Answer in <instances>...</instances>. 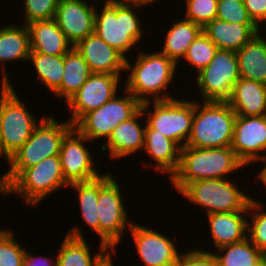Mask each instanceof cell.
<instances>
[{
	"label": "cell",
	"mask_w": 266,
	"mask_h": 266,
	"mask_svg": "<svg viewBox=\"0 0 266 266\" xmlns=\"http://www.w3.org/2000/svg\"><path fill=\"white\" fill-rule=\"evenodd\" d=\"M137 53L135 62L126 59L125 71L128 75L124 89L140 103L177 98L169 93L168 87L175 83L178 65L159 50L144 52L140 48Z\"/></svg>",
	"instance_id": "1"
},
{
	"label": "cell",
	"mask_w": 266,
	"mask_h": 266,
	"mask_svg": "<svg viewBox=\"0 0 266 266\" xmlns=\"http://www.w3.org/2000/svg\"><path fill=\"white\" fill-rule=\"evenodd\" d=\"M245 164L230 147L181 148L177 171L169 179L180 193L189 183L203 179H229L231 174L245 169Z\"/></svg>",
	"instance_id": "2"
},
{
	"label": "cell",
	"mask_w": 266,
	"mask_h": 266,
	"mask_svg": "<svg viewBox=\"0 0 266 266\" xmlns=\"http://www.w3.org/2000/svg\"><path fill=\"white\" fill-rule=\"evenodd\" d=\"M103 5L95 10L94 33L127 59V53L143 41V17L137 10L141 13L144 7L128 1Z\"/></svg>",
	"instance_id": "3"
},
{
	"label": "cell",
	"mask_w": 266,
	"mask_h": 266,
	"mask_svg": "<svg viewBox=\"0 0 266 266\" xmlns=\"http://www.w3.org/2000/svg\"><path fill=\"white\" fill-rule=\"evenodd\" d=\"M72 128L68 120L59 122L55 116L47 115L7 161L8 170L1 174L0 187L4 190L25 168L35 166L47 157L59 155L62 140Z\"/></svg>",
	"instance_id": "4"
},
{
	"label": "cell",
	"mask_w": 266,
	"mask_h": 266,
	"mask_svg": "<svg viewBox=\"0 0 266 266\" xmlns=\"http://www.w3.org/2000/svg\"><path fill=\"white\" fill-rule=\"evenodd\" d=\"M13 85L0 87V158L6 162L31 137L35 128L47 116L37 119ZM41 118V119H40Z\"/></svg>",
	"instance_id": "5"
},
{
	"label": "cell",
	"mask_w": 266,
	"mask_h": 266,
	"mask_svg": "<svg viewBox=\"0 0 266 266\" xmlns=\"http://www.w3.org/2000/svg\"><path fill=\"white\" fill-rule=\"evenodd\" d=\"M236 116L228 102L194 100L192 130L185 146L230 147Z\"/></svg>",
	"instance_id": "6"
},
{
	"label": "cell",
	"mask_w": 266,
	"mask_h": 266,
	"mask_svg": "<svg viewBox=\"0 0 266 266\" xmlns=\"http://www.w3.org/2000/svg\"><path fill=\"white\" fill-rule=\"evenodd\" d=\"M115 178L110 171L98 177L97 212L99 216L98 239L112 252V255L116 256V248L120 246L122 235L129 232L134 222L128 218L123 192Z\"/></svg>",
	"instance_id": "7"
},
{
	"label": "cell",
	"mask_w": 266,
	"mask_h": 266,
	"mask_svg": "<svg viewBox=\"0 0 266 266\" xmlns=\"http://www.w3.org/2000/svg\"><path fill=\"white\" fill-rule=\"evenodd\" d=\"M64 187L68 189L69 184L64 179L60 157L56 155L25 168L4 190L0 187V195L13 194L23 198L28 206L36 207Z\"/></svg>",
	"instance_id": "8"
},
{
	"label": "cell",
	"mask_w": 266,
	"mask_h": 266,
	"mask_svg": "<svg viewBox=\"0 0 266 266\" xmlns=\"http://www.w3.org/2000/svg\"><path fill=\"white\" fill-rule=\"evenodd\" d=\"M235 184L233 179H203L189 183L179 194L200 206L205 215L211 213H228L248 210L250 195L245 193L241 185Z\"/></svg>",
	"instance_id": "9"
},
{
	"label": "cell",
	"mask_w": 266,
	"mask_h": 266,
	"mask_svg": "<svg viewBox=\"0 0 266 266\" xmlns=\"http://www.w3.org/2000/svg\"><path fill=\"white\" fill-rule=\"evenodd\" d=\"M141 110L146 116L144 121L155 133L175 141L181 148L186 145L192 130L194 100L148 101L141 103Z\"/></svg>",
	"instance_id": "10"
},
{
	"label": "cell",
	"mask_w": 266,
	"mask_h": 266,
	"mask_svg": "<svg viewBox=\"0 0 266 266\" xmlns=\"http://www.w3.org/2000/svg\"><path fill=\"white\" fill-rule=\"evenodd\" d=\"M98 109L83 115L73 127L90 142L106 141L115 127L132 118L140 109L141 103L126 89Z\"/></svg>",
	"instance_id": "11"
},
{
	"label": "cell",
	"mask_w": 266,
	"mask_h": 266,
	"mask_svg": "<svg viewBox=\"0 0 266 266\" xmlns=\"http://www.w3.org/2000/svg\"><path fill=\"white\" fill-rule=\"evenodd\" d=\"M201 101L227 102L240 79L237 53L218 49L207 67L195 74Z\"/></svg>",
	"instance_id": "12"
},
{
	"label": "cell",
	"mask_w": 266,
	"mask_h": 266,
	"mask_svg": "<svg viewBox=\"0 0 266 266\" xmlns=\"http://www.w3.org/2000/svg\"><path fill=\"white\" fill-rule=\"evenodd\" d=\"M86 142L92 144L74 127L62 140L59 157L64 179L68 184L87 182L104 174L100 171L101 168H96L95 165L98 163H95L97 161L90 148L86 146Z\"/></svg>",
	"instance_id": "13"
},
{
	"label": "cell",
	"mask_w": 266,
	"mask_h": 266,
	"mask_svg": "<svg viewBox=\"0 0 266 266\" xmlns=\"http://www.w3.org/2000/svg\"><path fill=\"white\" fill-rule=\"evenodd\" d=\"M123 76L91 73L82 87L66 102L67 110L71 113L68 121L74 125L83 115L112 99L121 88Z\"/></svg>",
	"instance_id": "14"
},
{
	"label": "cell",
	"mask_w": 266,
	"mask_h": 266,
	"mask_svg": "<svg viewBox=\"0 0 266 266\" xmlns=\"http://www.w3.org/2000/svg\"><path fill=\"white\" fill-rule=\"evenodd\" d=\"M141 266H175L182 251L176 243L158 230L134 222L129 230ZM139 266V265H137Z\"/></svg>",
	"instance_id": "15"
},
{
	"label": "cell",
	"mask_w": 266,
	"mask_h": 266,
	"mask_svg": "<svg viewBox=\"0 0 266 266\" xmlns=\"http://www.w3.org/2000/svg\"><path fill=\"white\" fill-rule=\"evenodd\" d=\"M231 148L246 165L266 158V115L236 116Z\"/></svg>",
	"instance_id": "16"
},
{
	"label": "cell",
	"mask_w": 266,
	"mask_h": 266,
	"mask_svg": "<svg viewBox=\"0 0 266 266\" xmlns=\"http://www.w3.org/2000/svg\"><path fill=\"white\" fill-rule=\"evenodd\" d=\"M90 1L59 0L54 20L73 46L94 33L97 5Z\"/></svg>",
	"instance_id": "17"
},
{
	"label": "cell",
	"mask_w": 266,
	"mask_h": 266,
	"mask_svg": "<svg viewBox=\"0 0 266 266\" xmlns=\"http://www.w3.org/2000/svg\"><path fill=\"white\" fill-rule=\"evenodd\" d=\"M78 227L69 229L61 241L55 255L57 266H105L112 259V252L103 243H98L99 252L92 254L84 232Z\"/></svg>",
	"instance_id": "18"
},
{
	"label": "cell",
	"mask_w": 266,
	"mask_h": 266,
	"mask_svg": "<svg viewBox=\"0 0 266 266\" xmlns=\"http://www.w3.org/2000/svg\"><path fill=\"white\" fill-rule=\"evenodd\" d=\"M140 109L132 118L118 124L108 139L100 146L102 153H109L111 160H122L135 155L144 149V135L146 121L139 122L143 117ZM144 124V125H143ZM106 151V152H105Z\"/></svg>",
	"instance_id": "19"
},
{
	"label": "cell",
	"mask_w": 266,
	"mask_h": 266,
	"mask_svg": "<svg viewBox=\"0 0 266 266\" xmlns=\"http://www.w3.org/2000/svg\"><path fill=\"white\" fill-rule=\"evenodd\" d=\"M88 64L91 73L121 76L125 72L126 58L95 33L80 40L74 46Z\"/></svg>",
	"instance_id": "20"
},
{
	"label": "cell",
	"mask_w": 266,
	"mask_h": 266,
	"mask_svg": "<svg viewBox=\"0 0 266 266\" xmlns=\"http://www.w3.org/2000/svg\"><path fill=\"white\" fill-rule=\"evenodd\" d=\"M30 33L27 25L7 24L0 26V68L2 71L0 85H12V81L7 73L6 64L8 62H27L29 59Z\"/></svg>",
	"instance_id": "21"
},
{
	"label": "cell",
	"mask_w": 266,
	"mask_h": 266,
	"mask_svg": "<svg viewBox=\"0 0 266 266\" xmlns=\"http://www.w3.org/2000/svg\"><path fill=\"white\" fill-rule=\"evenodd\" d=\"M146 156L151 157L152 168L157 173L171 176L177 171L181 147L173 140L166 138L155 129L145 126L144 149ZM154 161V162H152ZM159 171V172H158ZM167 174V175H166Z\"/></svg>",
	"instance_id": "22"
},
{
	"label": "cell",
	"mask_w": 266,
	"mask_h": 266,
	"mask_svg": "<svg viewBox=\"0 0 266 266\" xmlns=\"http://www.w3.org/2000/svg\"><path fill=\"white\" fill-rule=\"evenodd\" d=\"M212 246L217 248L239 243L247 238L248 210L206 215Z\"/></svg>",
	"instance_id": "23"
},
{
	"label": "cell",
	"mask_w": 266,
	"mask_h": 266,
	"mask_svg": "<svg viewBox=\"0 0 266 266\" xmlns=\"http://www.w3.org/2000/svg\"><path fill=\"white\" fill-rule=\"evenodd\" d=\"M202 31L220 50L237 52L262 30L256 24H238L217 18L208 22Z\"/></svg>",
	"instance_id": "24"
},
{
	"label": "cell",
	"mask_w": 266,
	"mask_h": 266,
	"mask_svg": "<svg viewBox=\"0 0 266 266\" xmlns=\"http://www.w3.org/2000/svg\"><path fill=\"white\" fill-rule=\"evenodd\" d=\"M27 27L31 52L64 56L73 47L54 19L34 21Z\"/></svg>",
	"instance_id": "25"
},
{
	"label": "cell",
	"mask_w": 266,
	"mask_h": 266,
	"mask_svg": "<svg viewBox=\"0 0 266 266\" xmlns=\"http://www.w3.org/2000/svg\"><path fill=\"white\" fill-rule=\"evenodd\" d=\"M227 102L236 115H266V85L240 78L234 84L231 97Z\"/></svg>",
	"instance_id": "26"
},
{
	"label": "cell",
	"mask_w": 266,
	"mask_h": 266,
	"mask_svg": "<svg viewBox=\"0 0 266 266\" xmlns=\"http://www.w3.org/2000/svg\"><path fill=\"white\" fill-rule=\"evenodd\" d=\"M265 30L264 28L256 34L236 53L240 78L266 85V38L263 35Z\"/></svg>",
	"instance_id": "27"
},
{
	"label": "cell",
	"mask_w": 266,
	"mask_h": 266,
	"mask_svg": "<svg viewBox=\"0 0 266 266\" xmlns=\"http://www.w3.org/2000/svg\"><path fill=\"white\" fill-rule=\"evenodd\" d=\"M173 22L168 31L166 30L167 33L165 32L163 46L158 50L180 66L181 59L183 60L191 43L202 32V27L184 16Z\"/></svg>",
	"instance_id": "28"
},
{
	"label": "cell",
	"mask_w": 266,
	"mask_h": 266,
	"mask_svg": "<svg viewBox=\"0 0 266 266\" xmlns=\"http://www.w3.org/2000/svg\"><path fill=\"white\" fill-rule=\"evenodd\" d=\"M91 75L88 64L73 46L64 55V72L61 86L52 94L64 104L82 87Z\"/></svg>",
	"instance_id": "29"
},
{
	"label": "cell",
	"mask_w": 266,
	"mask_h": 266,
	"mask_svg": "<svg viewBox=\"0 0 266 266\" xmlns=\"http://www.w3.org/2000/svg\"><path fill=\"white\" fill-rule=\"evenodd\" d=\"M213 250L216 266H266V256L248 239Z\"/></svg>",
	"instance_id": "30"
},
{
	"label": "cell",
	"mask_w": 266,
	"mask_h": 266,
	"mask_svg": "<svg viewBox=\"0 0 266 266\" xmlns=\"http://www.w3.org/2000/svg\"><path fill=\"white\" fill-rule=\"evenodd\" d=\"M37 80L53 94L60 86L64 72V56L30 52L29 59ZM51 91V92H50Z\"/></svg>",
	"instance_id": "31"
},
{
	"label": "cell",
	"mask_w": 266,
	"mask_h": 266,
	"mask_svg": "<svg viewBox=\"0 0 266 266\" xmlns=\"http://www.w3.org/2000/svg\"><path fill=\"white\" fill-rule=\"evenodd\" d=\"M69 188L77 192L78 208L81 210L80 213L84 224L99 236V216L97 212L98 178L87 182L69 184Z\"/></svg>",
	"instance_id": "32"
},
{
	"label": "cell",
	"mask_w": 266,
	"mask_h": 266,
	"mask_svg": "<svg viewBox=\"0 0 266 266\" xmlns=\"http://www.w3.org/2000/svg\"><path fill=\"white\" fill-rule=\"evenodd\" d=\"M253 198L248 205L247 238L266 256V207Z\"/></svg>",
	"instance_id": "33"
},
{
	"label": "cell",
	"mask_w": 266,
	"mask_h": 266,
	"mask_svg": "<svg viewBox=\"0 0 266 266\" xmlns=\"http://www.w3.org/2000/svg\"><path fill=\"white\" fill-rule=\"evenodd\" d=\"M217 46L202 31L191 43L186 56L181 61H186L187 65H192V70L197 74L201 69L207 67L213 59Z\"/></svg>",
	"instance_id": "34"
},
{
	"label": "cell",
	"mask_w": 266,
	"mask_h": 266,
	"mask_svg": "<svg viewBox=\"0 0 266 266\" xmlns=\"http://www.w3.org/2000/svg\"><path fill=\"white\" fill-rule=\"evenodd\" d=\"M9 227H0V266H22L26 251Z\"/></svg>",
	"instance_id": "35"
},
{
	"label": "cell",
	"mask_w": 266,
	"mask_h": 266,
	"mask_svg": "<svg viewBox=\"0 0 266 266\" xmlns=\"http://www.w3.org/2000/svg\"><path fill=\"white\" fill-rule=\"evenodd\" d=\"M184 3V18L202 28L216 18L218 0H185Z\"/></svg>",
	"instance_id": "36"
},
{
	"label": "cell",
	"mask_w": 266,
	"mask_h": 266,
	"mask_svg": "<svg viewBox=\"0 0 266 266\" xmlns=\"http://www.w3.org/2000/svg\"><path fill=\"white\" fill-rule=\"evenodd\" d=\"M23 23L52 20L55 17L59 0H23Z\"/></svg>",
	"instance_id": "37"
},
{
	"label": "cell",
	"mask_w": 266,
	"mask_h": 266,
	"mask_svg": "<svg viewBox=\"0 0 266 266\" xmlns=\"http://www.w3.org/2000/svg\"><path fill=\"white\" fill-rule=\"evenodd\" d=\"M216 18L229 23L255 24L243 0H218Z\"/></svg>",
	"instance_id": "38"
},
{
	"label": "cell",
	"mask_w": 266,
	"mask_h": 266,
	"mask_svg": "<svg viewBox=\"0 0 266 266\" xmlns=\"http://www.w3.org/2000/svg\"><path fill=\"white\" fill-rule=\"evenodd\" d=\"M183 251L175 266H216V260L212 250L191 247Z\"/></svg>",
	"instance_id": "39"
},
{
	"label": "cell",
	"mask_w": 266,
	"mask_h": 266,
	"mask_svg": "<svg viewBox=\"0 0 266 266\" xmlns=\"http://www.w3.org/2000/svg\"><path fill=\"white\" fill-rule=\"evenodd\" d=\"M243 2L253 22L261 30L266 27V0H243Z\"/></svg>",
	"instance_id": "40"
},
{
	"label": "cell",
	"mask_w": 266,
	"mask_h": 266,
	"mask_svg": "<svg viewBox=\"0 0 266 266\" xmlns=\"http://www.w3.org/2000/svg\"><path fill=\"white\" fill-rule=\"evenodd\" d=\"M33 253H29L26 248L22 266H57V257L53 260V258L50 259L46 255L36 257Z\"/></svg>",
	"instance_id": "41"
},
{
	"label": "cell",
	"mask_w": 266,
	"mask_h": 266,
	"mask_svg": "<svg viewBox=\"0 0 266 266\" xmlns=\"http://www.w3.org/2000/svg\"><path fill=\"white\" fill-rule=\"evenodd\" d=\"M258 163H264V165L258 170L257 180H260L261 184L265 186L264 189H266V158L258 161Z\"/></svg>",
	"instance_id": "42"
},
{
	"label": "cell",
	"mask_w": 266,
	"mask_h": 266,
	"mask_svg": "<svg viewBox=\"0 0 266 266\" xmlns=\"http://www.w3.org/2000/svg\"><path fill=\"white\" fill-rule=\"evenodd\" d=\"M126 1L138 4L143 7H147L150 5L153 6V0H126Z\"/></svg>",
	"instance_id": "43"
},
{
	"label": "cell",
	"mask_w": 266,
	"mask_h": 266,
	"mask_svg": "<svg viewBox=\"0 0 266 266\" xmlns=\"http://www.w3.org/2000/svg\"><path fill=\"white\" fill-rule=\"evenodd\" d=\"M93 1L95 2V4H97V3L101 4L102 3V5H103V4H116V3H120V2H123L126 0H92V3H94Z\"/></svg>",
	"instance_id": "44"
},
{
	"label": "cell",
	"mask_w": 266,
	"mask_h": 266,
	"mask_svg": "<svg viewBox=\"0 0 266 266\" xmlns=\"http://www.w3.org/2000/svg\"><path fill=\"white\" fill-rule=\"evenodd\" d=\"M160 1H161V0H160ZM160 1H159V0H153L154 6H155V3L158 2V4H159Z\"/></svg>",
	"instance_id": "45"
}]
</instances>
